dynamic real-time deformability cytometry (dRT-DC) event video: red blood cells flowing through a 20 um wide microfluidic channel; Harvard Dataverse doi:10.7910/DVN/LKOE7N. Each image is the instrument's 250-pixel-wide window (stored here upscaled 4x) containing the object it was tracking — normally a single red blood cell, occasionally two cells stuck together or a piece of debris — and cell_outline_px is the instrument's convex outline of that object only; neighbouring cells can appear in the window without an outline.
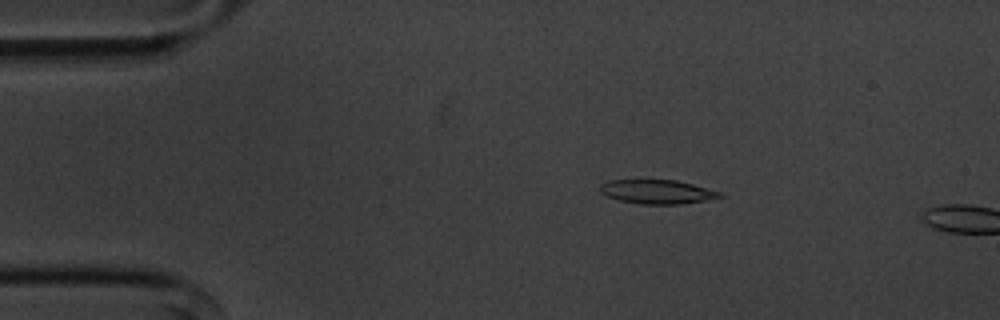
{"species": "common noctule bat (a hibernating species)", "species_latin": "Nyctalus noctula", "temperature_condition": "cold", "stored_images_in_passage": 13, "camera_frame_rate_fps": 3000, "um_per_image_px": 0.085, "animal": {"sex": "male", "body_mass_g": 20.1, "forearm_length_mm": 53.5}, "frame": {"image": 1, "passage_image": 10, "time_ms": 3.0, "image_size_px": [1000, 320], "cell_outline_px": [[724, 196], [704, 200], [680, 204], [640, 204], [620, 200], [608, 196], [600, 192], [600, 184], [608, 180], [676, 180], [692, 184], [720, 192]], "centroid_in_image_um": [55.82, 16.29], "position_along_channel_um": 29.2, "area_um2": 16.53}}